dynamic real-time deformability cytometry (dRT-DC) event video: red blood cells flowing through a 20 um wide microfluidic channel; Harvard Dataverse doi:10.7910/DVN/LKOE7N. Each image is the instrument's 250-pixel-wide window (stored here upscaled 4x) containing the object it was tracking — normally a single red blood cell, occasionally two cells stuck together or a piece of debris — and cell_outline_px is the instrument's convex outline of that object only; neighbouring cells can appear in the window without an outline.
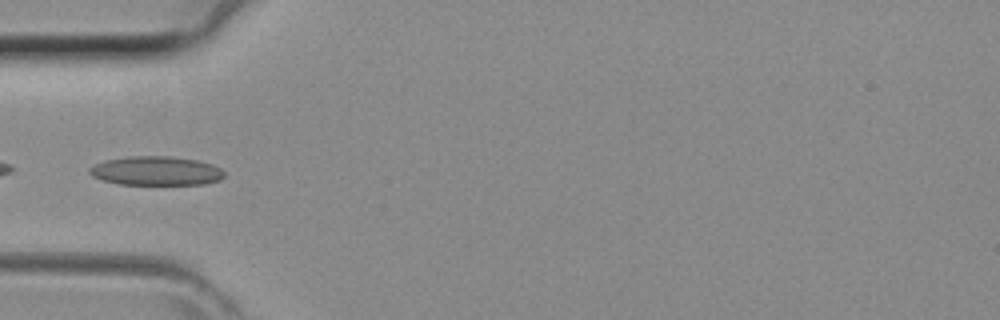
{"species": "common noctule bat (a hibernating species)", "species_latin": "Nyctalus noctula", "temperature_condition": "room temperature", "stored_images_in_passage": 33, "camera_frame_rate_fps": 3000, "um_per_image_px": 0.085, "animal": {"sex": "female", "body_mass_g": 29.2, "forearm_length_mm": 56.3}, "frame": {"image": 1, "passage_image": 4, "time_ms": 1.0, "image_size_px": [1000, 320], "cell_outline_px": [[224, 176], [220, 180], [204, 184], [120, 184], [100, 180], [92, 176], [88, 172], [88, 168], [92, 164], [104, 160], [128, 156], [168, 156], [196, 160], [212, 164], [220, 168], [224, 172]], "centroid_in_image_um": [13.21, 14.52], "position_along_channel_um": 71.8, "area_um2": 22.95}}
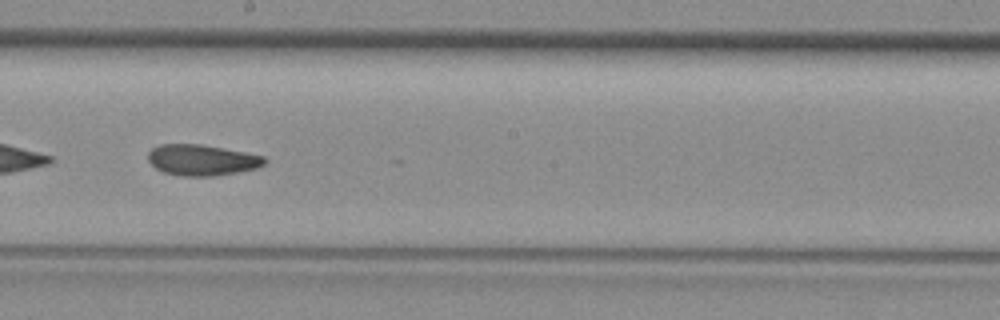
{"frame": {"image": 2, "passage_image": 14, "time_ms": 4.333, "image_size_px": [1000, 320], "cell_outline_px": [[268, 160], [264, 164], [256, 168], [236, 172], [212, 176], [180, 176], [164, 172], [156, 168], [148, 160], [148, 152], [152, 148], [160, 144], [200, 144], [244, 152], [264, 156]], "centroid_in_image_um": [17.14, 13.6], "position_along_channel_um": 231.1, "area_um2": 20.87}}
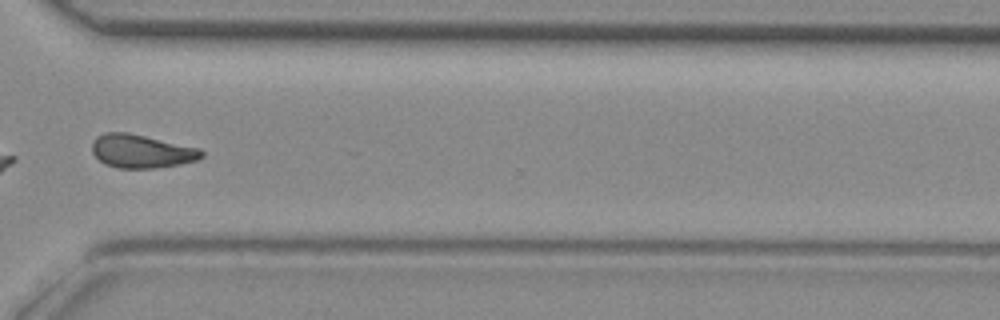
{"frame": {"image": 3, "passage_image": 22, "time_ms": 7.0, "image_size_px": [1000, 320], "cell_outline_px": [[204, 156], [196, 160], [180, 164], [156, 168], [116, 168], [104, 164], [92, 152], [92, 140], [96, 136], [104, 132], [128, 132], [200, 148], [204, 152]], "centroid_in_image_um": [12.01, 12.85], "position_along_channel_um": 358.6, "area_um2": 21.5}}